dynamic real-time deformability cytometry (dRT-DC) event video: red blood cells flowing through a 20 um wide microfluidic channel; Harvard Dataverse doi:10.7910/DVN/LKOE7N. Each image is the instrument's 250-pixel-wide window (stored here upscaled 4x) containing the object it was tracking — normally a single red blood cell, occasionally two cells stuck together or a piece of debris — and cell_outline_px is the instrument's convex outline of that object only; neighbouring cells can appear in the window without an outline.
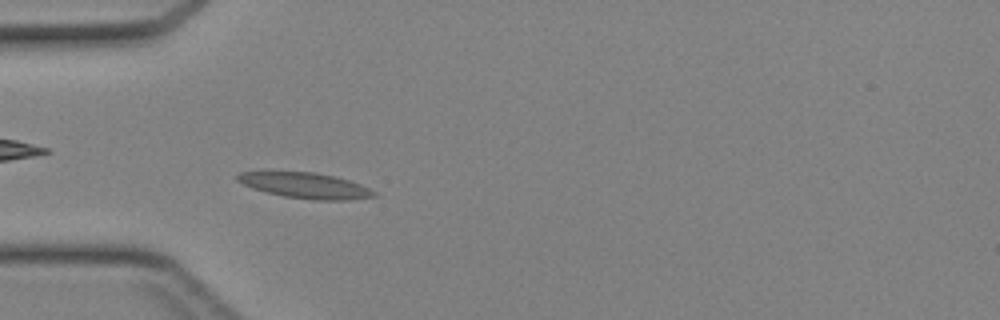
{"species": "Egyptian fruit bat (a non-hibernating species)", "species_latin": "Rousettus aegyptiacus", "temperature_condition": "cold", "stored_images_in_passage": 43, "camera_frame_rate_fps": 3000, "um_per_image_px": 0.085, "animal": {"sex": "female"}, "frame": {"image": 1, "passage_image": 12, "time_ms": 3.667, "image_size_px": [1000, 320], "cell_outline_px": [[376, 196], [348, 200], [316, 200], [284, 196], [252, 188], [236, 180], [236, 176], [240, 172], [312, 172], [332, 176], [348, 180], [360, 184], [376, 192]], "centroid_in_image_um": [25.96, 15.77], "position_along_channel_um": 59.0, "area_um2": 20.0}}
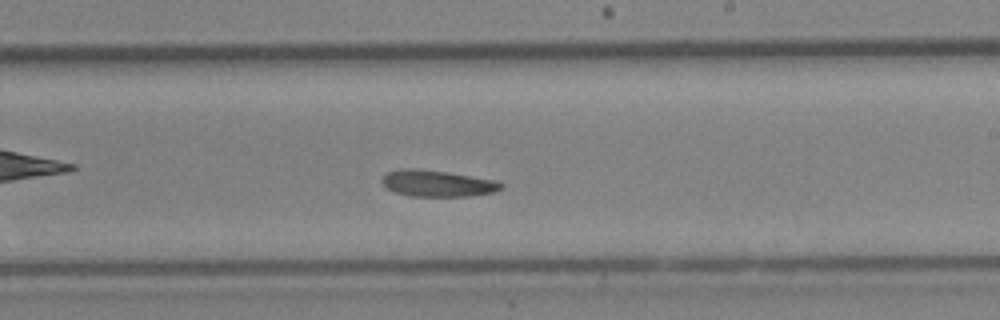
{"frame": {"image": 2, "passage_image": 25, "time_ms": 8.0, "image_size_px": [1000, 320], "cell_outline_px": [[504, 184], [496, 192], [468, 196], [408, 196], [396, 192], [388, 188], [380, 180], [388, 172], [400, 168], [416, 168], [444, 172], [496, 180]], "centroid_in_image_um": [37.17, 15.59], "position_along_channel_um": 251.8, "area_um2": 18.15}}
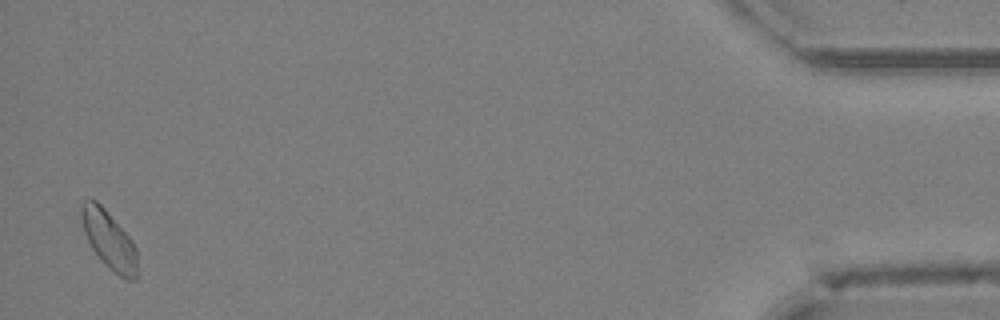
{"frame": {"image": 3, "passage_image": 42, "time_ms": 13.667, "image_size_px": [1000, 320], "cell_outline_px": [[136, 280], [128, 280], [120, 276], [108, 268], [92, 248], [84, 232], [80, 216], [80, 208], [84, 200], [96, 200], [104, 208], [132, 240], [136, 248]], "centroid_in_image_um": [9.25, 20.39], "position_along_channel_um": 426.0, "area_um2": 18.61}}